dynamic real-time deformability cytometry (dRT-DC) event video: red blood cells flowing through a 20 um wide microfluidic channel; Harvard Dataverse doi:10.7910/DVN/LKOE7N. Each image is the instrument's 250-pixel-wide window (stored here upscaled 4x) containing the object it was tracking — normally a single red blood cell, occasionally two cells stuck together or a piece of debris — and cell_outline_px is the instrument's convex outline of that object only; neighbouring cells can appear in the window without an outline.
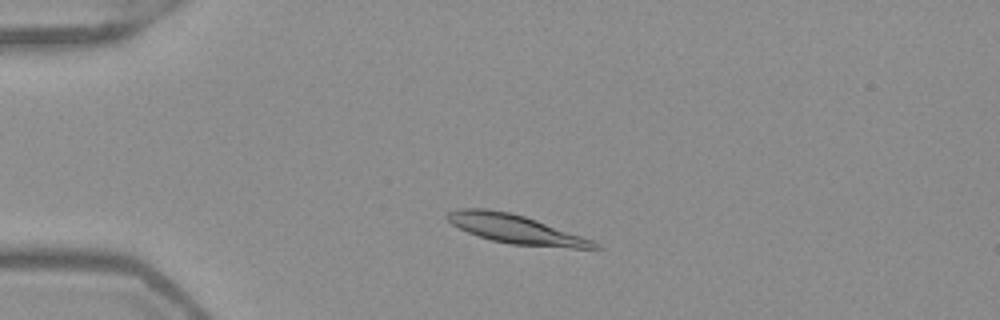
{"species": "Egyptian fruit bat (a non-hibernating species)", "species_latin": "Rousettus aegyptiacus", "temperature_condition": "warm", "stored_images_in_passage": 4, "camera_frame_rate_fps": 3000, "um_per_image_px": 0.085, "frame": {"image": 1, "passage_image": 3, "time_ms": 0.667, "image_size_px": [1000, 320], "cell_outline_px": [[604, 248], [572, 248], [508, 244], [492, 240], [468, 232], [452, 224], [444, 216], [448, 212], [460, 208], [488, 208], [508, 212], [524, 216], [536, 220], [592, 240], [600, 244]], "centroid_in_image_um": [43.81, 19.47], "position_along_channel_um": 41.2, "area_um2": 24.45}}